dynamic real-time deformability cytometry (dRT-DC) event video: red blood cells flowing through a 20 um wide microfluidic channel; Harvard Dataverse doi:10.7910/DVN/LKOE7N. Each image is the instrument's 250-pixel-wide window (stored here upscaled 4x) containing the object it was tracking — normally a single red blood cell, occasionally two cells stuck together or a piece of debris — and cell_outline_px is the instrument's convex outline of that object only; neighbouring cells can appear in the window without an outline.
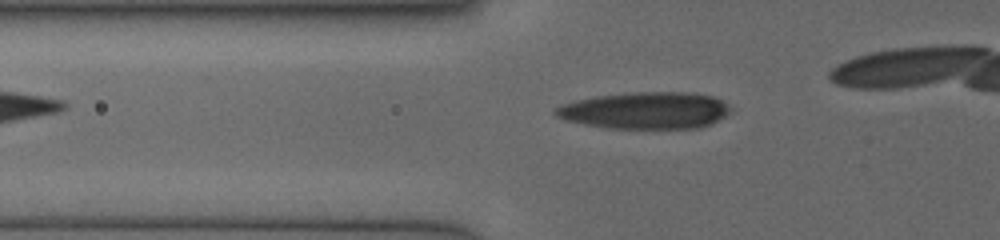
{"species": "human", "species_latin": "Homo sapiens", "temperature_condition": "cold", "stored_images_in_passage": 24, "segment_of_instrument_passage": [1, 2], "camera_frame_rate_fps": 3000, "um_per_image_px": 0.085, "donor": {"sex": "female"}, "frame": {"image": 1, "passage_image": 13, "time_ms": 3.667, "image_size_px": [1000, 240], "cell_outline_px": [[732, 112], [712, 124], [700, 128], [608, 128], [584, 124], [568, 120], [556, 116], [552, 112], [556, 108], [564, 104], [580, 100], [600, 96], [636, 92], [684, 92], [712, 96], [720, 100], [732, 108]], "centroid_in_image_um": [54.93, 9.4], "position_along_channel_um": 70.9, "area_um2": 37.22}}
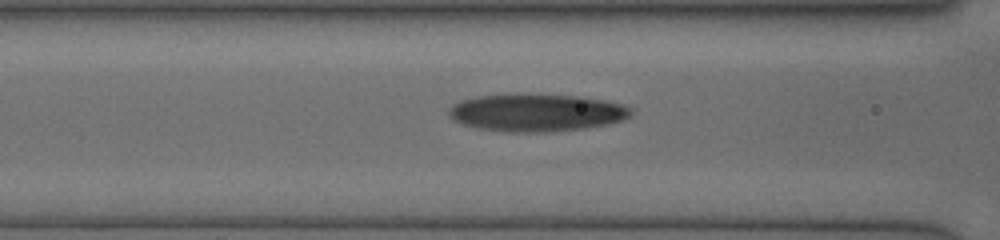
{"frame": {"image": 2, "passage_image": 18, "time_ms": 5.0, "image_size_px": [1000, 240], "cell_outline_px": [[632, 112], [628, 116], [620, 120], [608, 124], [584, 128], [552, 132], [508, 132], [480, 128], [464, 124], [452, 120], [448, 112], [448, 108], [452, 104], [476, 96], [580, 96], [604, 100], [624, 104], [632, 108]], "centroid_in_image_um": [45.62, 9.6], "position_along_channel_um": 121.0, "area_um2": 38.96}}
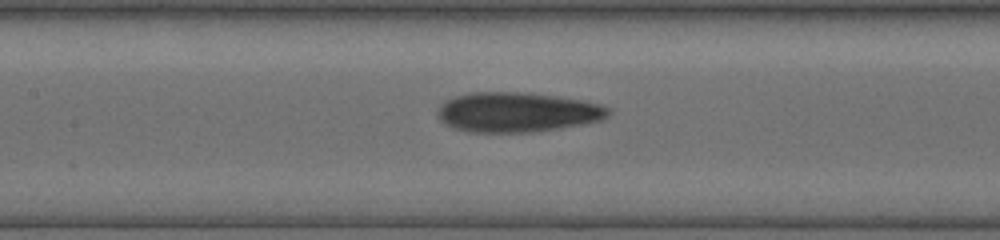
{"frame": {"image": 3, "passage_image": 22, "time_ms": 6.0, "image_size_px": [1000, 240], "cell_outline_px": [[612, 112], [608, 116], [600, 120], [560, 128], [528, 132], [468, 132], [452, 128], [444, 124], [436, 116], [436, 108], [444, 100], [452, 96], [468, 92], [520, 92], [556, 96], [584, 100], [604, 104]], "centroid_in_image_um": [43.89, 9.52], "position_along_channel_um": 163.5, "area_um2": 40.11}}